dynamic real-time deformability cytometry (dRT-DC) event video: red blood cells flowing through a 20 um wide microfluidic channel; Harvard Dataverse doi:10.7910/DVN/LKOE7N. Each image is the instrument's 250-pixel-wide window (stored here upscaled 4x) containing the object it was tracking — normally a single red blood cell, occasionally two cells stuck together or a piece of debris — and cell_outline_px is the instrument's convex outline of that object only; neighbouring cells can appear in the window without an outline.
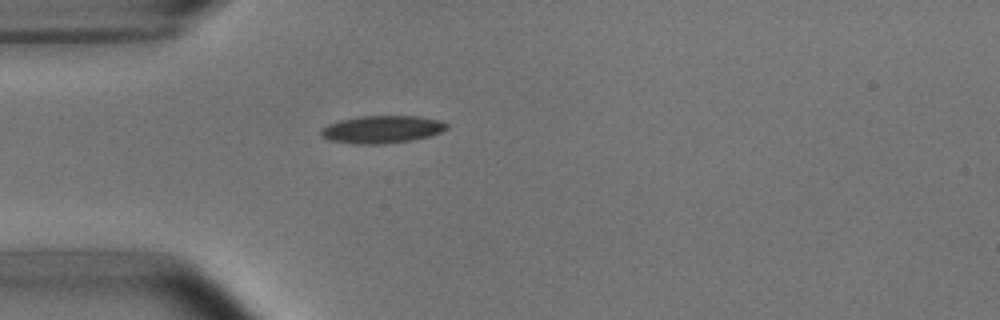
{"species": "common noctule bat (a hibernating species)", "species_latin": "Nyctalus noctula", "temperature_condition": "room temperature", "stored_images_in_passage": 5, "camera_frame_rate_fps": 3000, "um_per_image_px": 0.085, "animal": {"sex": "male", "body_mass_g": 15.6}, "frame": {"image": 1, "passage_image": 5, "time_ms": 4.667, "image_size_px": [1000, 320], "cell_outline_px": [[448, 128], [440, 132], [428, 136], [412, 140], [384, 144], [356, 144], [328, 140], [320, 136], [320, 132], [328, 124], [340, 120], [360, 116], [416, 116], [436, 120], [448, 124]], "centroid_in_image_um": [32.43, 11.0], "position_along_channel_um": 52.6, "area_um2": 20.06}}